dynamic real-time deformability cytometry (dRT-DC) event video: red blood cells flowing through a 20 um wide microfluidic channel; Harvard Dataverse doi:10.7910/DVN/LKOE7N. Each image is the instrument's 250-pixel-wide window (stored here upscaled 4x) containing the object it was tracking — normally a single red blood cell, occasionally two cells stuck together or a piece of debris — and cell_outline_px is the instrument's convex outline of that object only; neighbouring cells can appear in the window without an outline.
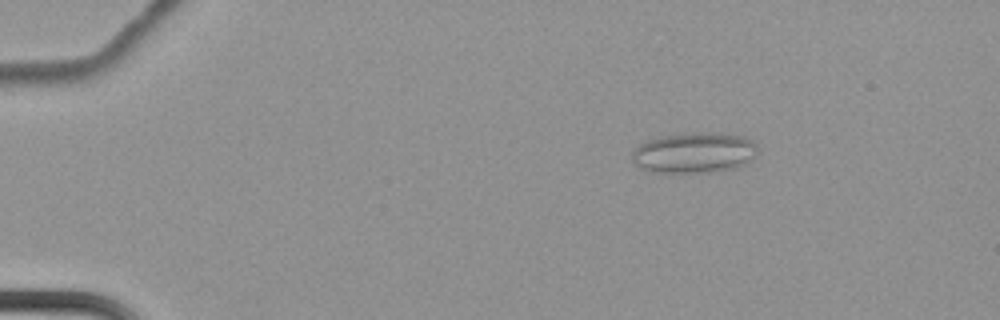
{"species": "common noctule bat (a hibernating species)", "species_latin": "Nyctalus noctula", "temperature_condition": "cold", "stored_images_in_passage": 6, "camera_frame_rate_fps": 3000, "um_per_image_px": 0.085, "animal": {"sex": "female", "body_mass_g": 22.7, "forearm_length_mm": 54.2}, "frame": {"image": 1, "passage_image": 1, "time_ms": 0.0, "image_size_px": [1000, 320], "cell_outline_px": [[756, 156], [752, 160], [736, 168], [708, 172], [656, 172], [632, 164], [632, 152], [640, 144], [648, 140], [660, 136], [704, 132], [720, 132], [744, 136], [752, 140], [756, 144]], "centroid_in_image_um": [59.04, 12.97], "position_along_channel_um": 26.0, "area_um2": 29.77}}
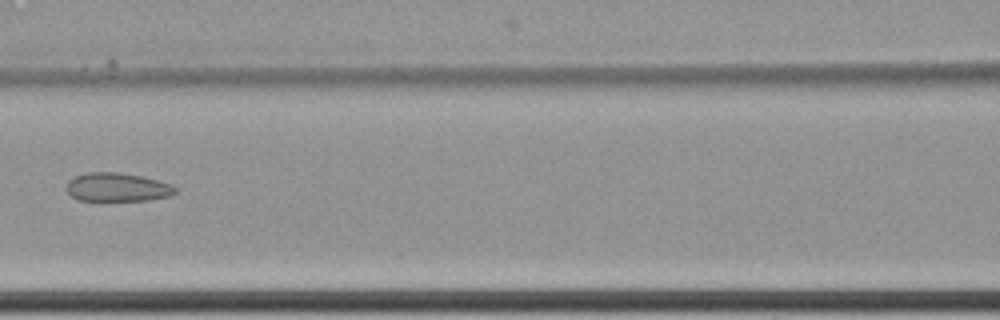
{"frame": {"image": 2, "passage_image": 6, "time_ms": 1.667, "image_size_px": [1000, 320], "cell_outline_px": [[176, 192], [168, 196], [148, 200], [76, 200], [64, 188], [68, 180], [76, 176], [88, 172], [116, 172], [140, 176], [172, 184], [176, 188]], "centroid_in_image_um": [9.93, 15.91], "position_along_channel_um": 156.7, "area_um2": 18.03}}